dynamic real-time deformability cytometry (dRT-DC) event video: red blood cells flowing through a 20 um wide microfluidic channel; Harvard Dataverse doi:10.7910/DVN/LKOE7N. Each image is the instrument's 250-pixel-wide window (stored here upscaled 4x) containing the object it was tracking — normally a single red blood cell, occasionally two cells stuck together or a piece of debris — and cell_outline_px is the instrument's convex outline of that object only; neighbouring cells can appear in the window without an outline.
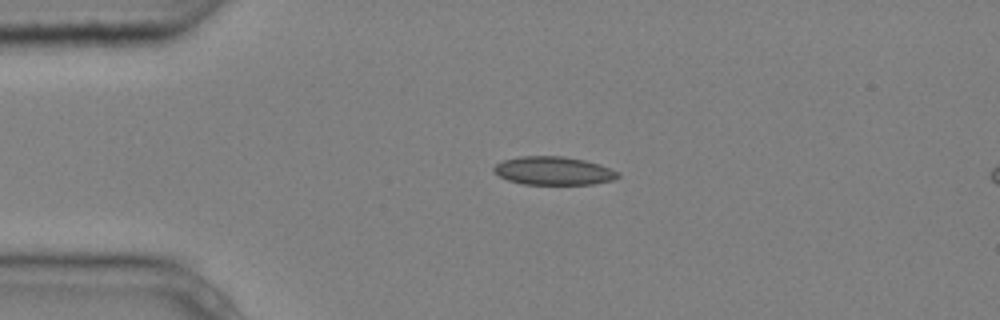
{"species": "common noctule bat (a hibernating species)", "species_latin": "Nyctalus noctula", "temperature_condition": "cold", "stored_images_in_passage": 4, "segment_of_instrument_passage": [1, 2], "camera_frame_rate_fps": 3000, "um_per_image_px": 0.085, "animal": {"sex": "male", "body_mass_g": 20.4}, "frame": {"image": 1, "passage_image": 2, "time_ms": 0.333, "image_size_px": [1000, 320], "cell_outline_px": [[620, 176], [612, 180], [592, 184], [524, 184], [508, 180], [500, 176], [492, 168], [496, 164], [504, 160], [520, 156], [564, 156], [584, 160], [600, 164], [620, 172]], "centroid_in_image_um": [47.08, 14.51], "position_along_channel_um": 37.9, "area_um2": 20.4}}